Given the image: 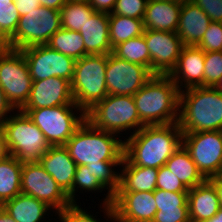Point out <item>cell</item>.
<instances>
[{"mask_svg":"<svg viewBox=\"0 0 222 222\" xmlns=\"http://www.w3.org/2000/svg\"><path fill=\"white\" fill-rule=\"evenodd\" d=\"M196 46L204 52L222 51V23L211 21L207 31Z\"/></svg>","mask_w":222,"mask_h":222,"instance_id":"8d00e7d4","label":"cell"},{"mask_svg":"<svg viewBox=\"0 0 222 222\" xmlns=\"http://www.w3.org/2000/svg\"><path fill=\"white\" fill-rule=\"evenodd\" d=\"M153 195L157 212L152 222H190L188 193L156 189Z\"/></svg>","mask_w":222,"mask_h":222,"instance_id":"cb8c5ba5","label":"cell"},{"mask_svg":"<svg viewBox=\"0 0 222 222\" xmlns=\"http://www.w3.org/2000/svg\"><path fill=\"white\" fill-rule=\"evenodd\" d=\"M182 145L179 123L145 125L124 141V159L138 167L160 168Z\"/></svg>","mask_w":222,"mask_h":222,"instance_id":"6da1fadb","label":"cell"},{"mask_svg":"<svg viewBox=\"0 0 222 222\" xmlns=\"http://www.w3.org/2000/svg\"><path fill=\"white\" fill-rule=\"evenodd\" d=\"M182 145L206 180L222 174V131L182 133Z\"/></svg>","mask_w":222,"mask_h":222,"instance_id":"8fae6325","label":"cell"},{"mask_svg":"<svg viewBox=\"0 0 222 222\" xmlns=\"http://www.w3.org/2000/svg\"><path fill=\"white\" fill-rule=\"evenodd\" d=\"M182 3L170 0H148L143 17L144 29L176 32Z\"/></svg>","mask_w":222,"mask_h":222,"instance_id":"44dd1931","label":"cell"},{"mask_svg":"<svg viewBox=\"0 0 222 222\" xmlns=\"http://www.w3.org/2000/svg\"><path fill=\"white\" fill-rule=\"evenodd\" d=\"M165 167L178 177L188 190L206 180L183 145L167 160Z\"/></svg>","mask_w":222,"mask_h":222,"instance_id":"4316f807","label":"cell"},{"mask_svg":"<svg viewBox=\"0 0 222 222\" xmlns=\"http://www.w3.org/2000/svg\"><path fill=\"white\" fill-rule=\"evenodd\" d=\"M85 119L94 128L114 134L129 128L135 129L134 134L145 126L140 120L133 96L108 94L85 112Z\"/></svg>","mask_w":222,"mask_h":222,"instance_id":"8992f818","label":"cell"},{"mask_svg":"<svg viewBox=\"0 0 222 222\" xmlns=\"http://www.w3.org/2000/svg\"><path fill=\"white\" fill-rule=\"evenodd\" d=\"M112 54L119 59L145 66L150 71V54L143 34L118 44Z\"/></svg>","mask_w":222,"mask_h":222,"instance_id":"1f68e13d","label":"cell"},{"mask_svg":"<svg viewBox=\"0 0 222 222\" xmlns=\"http://www.w3.org/2000/svg\"><path fill=\"white\" fill-rule=\"evenodd\" d=\"M22 165L15 156L0 161V206L21 194Z\"/></svg>","mask_w":222,"mask_h":222,"instance_id":"83f0119b","label":"cell"},{"mask_svg":"<svg viewBox=\"0 0 222 222\" xmlns=\"http://www.w3.org/2000/svg\"><path fill=\"white\" fill-rule=\"evenodd\" d=\"M33 81L60 77L70 83L74 75L75 59L51 49L48 45H34L20 50Z\"/></svg>","mask_w":222,"mask_h":222,"instance_id":"4fadbf2b","label":"cell"},{"mask_svg":"<svg viewBox=\"0 0 222 222\" xmlns=\"http://www.w3.org/2000/svg\"><path fill=\"white\" fill-rule=\"evenodd\" d=\"M72 109L80 112L75 115ZM43 132L50 146L65 145L85 121V112L75 103L40 109H20Z\"/></svg>","mask_w":222,"mask_h":222,"instance_id":"ba28073f","label":"cell"},{"mask_svg":"<svg viewBox=\"0 0 222 222\" xmlns=\"http://www.w3.org/2000/svg\"><path fill=\"white\" fill-rule=\"evenodd\" d=\"M121 166L123 170L119 173V188L116 192H154L156 190L158 168L130 165L124 158Z\"/></svg>","mask_w":222,"mask_h":222,"instance_id":"d4e9b609","label":"cell"},{"mask_svg":"<svg viewBox=\"0 0 222 222\" xmlns=\"http://www.w3.org/2000/svg\"><path fill=\"white\" fill-rule=\"evenodd\" d=\"M10 155V151L7 145L4 131L0 127V161L7 159Z\"/></svg>","mask_w":222,"mask_h":222,"instance_id":"f6af8a7d","label":"cell"},{"mask_svg":"<svg viewBox=\"0 0 222 222\" xmlns=\"http://www.w3.org/2000/svg\"><path fill=\"white\" fill-rule=\"evenodd\" d=\"M19 19L14 1L9 5L0 4V47L8 48V40L14 35Z\"/></svg>","mask_w":222,"mask_h":222,"instance_id":"836d02e7","label":"cell"},{"mask_svg":"<svg viewBox=\"0 0 222 222\" xmlns=\"http://www.w3.org/2000/svg\"><path fill=\"white\" fill-rule=\"evenodd\" d=\"M211 20L194 2L189 1L181 6L177 35L184 46H196L208 29Z\"/></svg>","mask_w":222,"mask_h":222,"instance_id":"ffe728a7","label":"cell"},{"mask_svg":"<svg viewBox=\"0 0 222 222\" xmlns=\"http://www.w3.org/2000/svg\"><path fill=\"white\" fill-rule=\"evenodd\" d=\"M67 1H81V2H89L90 0H67Z\"/></svg>","mask_w":222,"mask_h":222,"instance_id":"db71d44e","label":"cell"},{"mask_svg":"<svg viewBox=\"0 0 222 222\" xmlns=\"http://www.w3.org/2000/svg\"><path fill=\"white\" fill-rule=\"evenodd\" d=\"M204 61L205 52L197 46L182 48L176 67L169 74L180 91L183 87L204 86Z\"/></svg>","mask_w":222,"mask_h":222,"instance_id":"ac0fdd59","label":"cell"},{"mask_svg":"<svg viewBox=\"0 0 222 222\" xmlns=\"http://www.w3.org/2000/svg\"><path fill=\"white\" fill-rule=\"evenodd\" d=\"M78 188L87 190L88 192L98 190L102 192L105 187L92 175V172L88 170L86 165H79L76 168L72 190L67 194L71 203H76L75 193L79 190Z\"/></svg>","mask_w":222,"mask_h":222,"instance_id":"e575fe53","label":"cell"},{"mask_svg":"<svg viewBox=\"0 0 222 222\" xmlns=\"http://www.w3.org/2000/svg\"><path fill=\"white\" fill-rule=\"evenodd\" d=\"M89 3L97 12L112 13L116 0H90Z\"/></svg>","mask_w":222,"mask_h":222,"instance_id":"7bdbcfd3","label":"cell"},{"mask_svg":"<svg viewBox=\"0 0 222 222\" xmlns=\"http://www.w3.org/2000/svg\"><path fill=\"white\" fill-rule=\"evenodd\" d=\"M107 61L108 54L86 55L75 61L71 92L74 103L84 112L108 95Z\"/></svg>","mask_w":222,"mask_h":222,"instance_id":"5b68a950","label":"cell"},{"mask_svg":"<svg viewBox=\"0 0 222 222\" xmlns=\"http://www.w3.org/2000/svg\"><path fill=\"white\" fill-rule=\"evenodd\" d=\"M32 82L23 53L0 47V87L14 109L20 110L25 105Z\"/></svg>","mask_w":222,"mask_h":222,"instance_id":"9c48e42d","label":"cell"},{"mask_svg":"<svg viewBox=\"0 0 222 222\" xmlns=\"http://www.w3.org/2000/svg\"><path fill=\"white\" fill-rule=\"evenodd\" d=\"M21 193L46 203L51 209H55L56 213L71 204L67 194L39 162L23 163Z\"/></svg>","mask_w":222,"mask_h":222,"instance_id":"7c38bea8","label":"cell"},{"mask_svg":"<svg viewBox=\"0 0 222 222\" xmlns=\"http://www.w3.org/2000/svg\"><path fill=\"white\" fill-rule=\"evenodd\" d=\"M156 189L170 192L188 193L183 183L165 166L158 169Z\"/></svg>","mask_w":222,"mask_h":222,"instance_id":"f35d334b","label":"cell"},{"mask_svg":"<svg viewBox=\"0 0 222 222\" xmlns=\"http://www.w3.org/2000/svg\"><path fill=\"white\" fill-rule=\"evenodd\" d=\"M143 36L150 54V72L153 75H169L178 62L184 47L176 32L145 29Z\"/></svg>","mask_w":222,"mask_h":222,"instance_id":"2e32d148","label":"cell"},{"mask_svg":"<svg viewBox=\"0 0 222 222\" xmlns=\"http://www.w3.org/2000/svg\"><path fill=\"white\" fill-rule=\"evenodd\" d=\"M121 164H88V170L92 172V175L104 186L107 187L108 193L104 198V204H112L113 195L119 188V176L120 174L114 171V168ZM113 170V171H112ZM117 173V174H116Z\"/></svg>","mask_w":222,"mask_h":222,"instance_id":"d6a6232c","label":"cell"},{"mask_svg":"<svg viewBox=\"0 0 222 222\" xmlns=\"http://www.w3.org/2000/svg\"><path fill=\"white\" fill-rule=\"evenodd\" d=\"M11 114L0 126L4 131L11 156H15L22 163L39 162L50 148L43 132L28 117L17 111Z\"/></svg>","mask_w":222,"mask_h":222,"instance_id":"52a82bcc","label":"cell"},{"mask_svg":"<svg viewBox=\"0 0 222 222\" xmlns=\"http://www.w3.org/2000/svg\"><path fill=\"white\" fill-rule=\"evenodd\" d=\"M15 110L12 105L6 99L5 93L0 87V126L4 123V121L8 118L7 114Z\"/></svg>","mask_w":222,"mask_h":222,"instance_id":"ee69618b","label":"cell"},{"mask_svg":"<svg viewBox=\"0 0 222 222\" xmlns=\"http://www.w3.org/2000/svg\"><path fill=\"white\" fill-rule=\"evenodd\" d=\"M220 208L217 191L209 180L188 190L190 222L211 219Z\"/></svg>","mask_w":222,"mask_h":222,"instance_id":"603a6c76","label":"cell"},{"mask_svg":"<svg viewBox=\"0 0 222 222\" xmlns=\"http://www.w3.org/2000/svg\"><path fill=\"white\" fill-rule=\"evenodd\" d=\"M185 91H180L178 123L182 133L222 131V93L211 86Z\"/></svg>","mask_w":222,"mask_h":222,"instance_id":"3957f363","label":"cell"},{"mask_svg":"<svg viewBox=\"0 0 222 222\" xmlns=\"http://www.w3.org/2000/svg\"><path fill=\"white\" fill-rule=\"evenodd\" d=\"M143 19L109 14V41L112 49L118 44L144 33Z\"/></svg>","mask_w":222,"mask_h":222,"instance_id":"f1b7e54d","label":"cell"},{"mask_svg":"<svg viewBox=\"0 0 222 222\" xmlns=\"http://www.w3.org/2000/svg\"><path fill=\"white\" fill-rule=\"evenodd\" d=\"M152 75L145 66L108 54L106 87L110 95L133 96Z\"/></svg>","mask_w":222,"mask_h":222,"instance_id":"9a60e30c","label":"cell"},{"mask_svg":"<svg viewBox=\"0 0 222 222\" xmlns=\"http://www.w3.org/2000/svg\"><path fill=\"white\" fill-rule=\"evenodd\" d=\"M39 163L66 194L72 190L77 164L64 145L50 146Z\"/></svg>","mask_w":222,"mask_h":222,"instance_id":"d6986e66","label":"cell"},{"mask_svg":"<svg viewBox=\"0 0 222 222\" xmlns=\"http://www.w3.org/2000/svg\"><path fill=\"white\" fill-rule=\"evenodd\" d=\"M71 83L60 77L32 82L30 95L21 109H40L73 104Z\"/></svg>","mask_w":222,"mask_h":222,"instance_id":"e0dca14e","label":"cell"},{"mask_svg":"<svg viewBox=\"0 0 222 222\" xmlns=\"http://www.w3.org/2000/svg\"><path fill=\"white\" fill-rule=\"evenodd\" d=\"M214 87L222 93V75L219 82Z\"/></svg>","mask_w":222,"mask_h":222,"instance_id":"f907efd6","label":"cell"},{"mask_svg":"<svg viewBox=\"0 0 222 222\" xmlns=\"http://www.w3.org/2000/svg\"><path fill=\"white\" fill-rule=\"evenodd\" d=\"M102 207L115 222H152L157 212L153 192H115L112 204Z\"/></svg>","mask_w":222,"mask_h":222,"instance_id":"5bb4252c","label":"cell"},{"mask_svg":"<svg viewBox=\"0 0 222 222\" xmlns=\"http://www.w3.org/2000/svg\"><path fill=\"white\" fill-rule=\"evenodd\" d=\"M94 128L86 119L64 145L79 165L121 164L124 141L118 135Z\"/></svg>","mask_w":222,"mask_h":222,"instance_id":"277c9868","label":"cell"},{"mask_svg":"<svg viewBox=\"0 0 222 222\" xmlns=\"http://www.w3.org/2000/svg\"><path fill=\"white\" fill-rule=\"evenodd\" d=\"M94 12L89 2L67 1L60 9L61 27L79 32Z\"/></svg>","mask_w":222,"mask_h":222,"instance_id":"4dcf8cb0","label":"cell"},{"mask_svg":"<svg viewBox=\"0 0 222 222\" xmlns=\"http://www.w3.org/2000/svg\"><path fill=\"white\" fill-rule=\"evenodd\" d=\"M79 33L84 40L85 56L112 53L109 41V13L95 11Z\"/></svg>","mask_w":222,"mask_h":222,"instance_id":"7402d4cb","label":"cell"},{"mask_svg":"<svg viewBox=\"0 0 222 222\" xmlns=\"http://www.w3.org/2000/svg\"><path fill=\"white\" fill-rule=\"evenodd\" d=\"M46 45L75 60L85 56L84 40L81 34L62 27L51 36Z\"/></svg>","mask_w":222,"mask_h":222,"instance_id":"f546056e","label":"cell"},{"mask_svg":"<svg viewBox=\"0 0 222 222\" xmlns=\"http://www.w3.org/2000/svg\"><path fill=\"white\" fill-rule=\"evenodd\" d=\"M1 207L15 222H40L51 208L46 203L22 193L4 202Z\"/></svg>","mask_w":222,"mask_h":222,"instance_id":"484cf974","label":"cell"},{"mask_svg":"<svg viewBox=\"0 0 222 222\" xmlns=\"http://www.w3.org/2000/svg\"><path fill=\"white\" fill-rule=\"evenodd\" d=\"M0 222H15V220L0 206Z\"/></svg>","mask_w":222,"mask_h":222,"instance_id":"c3c4849f","label":"cell"},{"mask_svg":"<svg viewBox=\"0 0 222 222\" xmlns=\"http://www.w3.org/2000/svg\"><path fill=\"white\" fill-rule=\"evenodd\" d=\"M14 0H0V4H6L9 5L10 3H12Z\"/></svg>","mask_w":222,"mask_h":222,"instance_id":"816d5d0a","label":"cell"},{"mask_svg":"<svg viewBox=\"0 0 222 222\" xmlns=\"http://www.w3.org/2000/svg\"><path fill=\"white\" fill-rule=\"evenodd\" d=\"M208 180L215 187L218 197H219L220 207L222 208V174L213 176V177L209 178Z\"/></svg>","mask_w":222,"mask_h":222,"instance_id":"bcb514c9","label":"cell"},{"mask_svg":"<svg viewBox=\"0 0 222 222\" xmlns=\"http://www.w3.org/2000/svg\"><path fill=\"white\" fill-rule=\"evenodd\" d=\"M200 222H222V208H220L219 211L211 219L203 220Z\"/></svg>","mask_w":222,"mask_h":222,"instance_id":"681fc988","label":"cell"},{"mask_svg":"<svg viewBox=\"0 0 222 222\" xmlns=\"http://www.w3.org/2000/svg\"><path fill=\"white\" fill-rule=\"evenodd\" d=\"M170 1H176V2H179V3H186V2H189V1H192V0H170Z\"/></svg>","mask_w":222,"mask_h":222,"instance_id":"f5cc1de1","label":"cell"},{"mask_svg":"<svg viewBox=\"0 0 222 222\" xmlns=\"http://www.w3.org/2000/svg\"><path fill=\"white\" fill-rule=\"evenodd\" d=\"M213 22L222 23V0H192Z\"/></svg>","mask_w":222,"mask_h":222,"instance_id":"60d3db41","label":"cell"},{"mask_svg":"<svg viewBox=\"0 0 222 222\" xmlns=\"http://www.w3.org/2000/svg\"><path fill=\"white\" fill-rule=\"evenodd\" d=\"M204 86L214 87L222 75V51L205 52Z\"/></svg>","mask_w":222,"mask_h":222,"instance_id":"d590c367","label":"cell"},{"mask_svg":"<svg viewBox=\"0 0 222 222\" xmlns=\"http://www.w3.org/2000/svg\"><path fill=\"white\" fill-rule=\"evenodd\" d=\"M14 4L20 16L28 14L41 6L38 0H14Z\"/></svg>","mask_w":222,"mask_h":222,"instance_id":"b9f144b4","label":"cell"},{"mask_svg":"<svg viewBox=\"0 0 222 222\" xmlns=\"http://www.w3.org/2000/svg\"><path fill=\"white\" fill-rule=\"evenodd\" d=\"M133 99L145 125H167L179 121L180 90L169 75H152Z\"/></svg>","mask_w":222,"mask_h":222,"instance_id":"7a4b0ae2","label":"cell"},{"mask_svg":"<svg viewBox=\"0 0 222 222\" xmlns=\"http://www.w3.org/2000/svg\"><path fill=\"white\" fill-rule=\"evenodd\" d=\"M41 6L60 10L67 0H38Z\"/></svg>","mask_w":222,"mask_h":222,"instance_id":"7dc6e473","label":"cell"},{"mask_svg":"<svg viewBox=\"0 0 222 222\" xmlns=\"http://www.w3.org/2000/svg\"><path fill=\"white\" fill-rule=\"evenodd\" d=\"M148 0H116L112 13L130 18L143 19Z\"/></svg>","mask_w":222,"mask_h":222,"instance_id":"74e56055","label":"cell"},{"mask_svg":"<svg viewBox=\"0 0 222 222\" xmlns=\"http://www.w3.org/2000/svg\"><path fill=\"white\" fill-rule=\"evenodd\" d=\"M60 28V10L40 6L20 16L14 35L8 40V48L21 50L34 45H45Z\"/></svg>","mask_w":222,"mask_h":222,"instance_id":"30bf717a","label":"cell"},{"mask_svg":"<svg viewBox=\"0 0 222 222\" xmlns=\"http://www.w3.org/2000/svg\"><path fill=\"white\" fill-rule=\"evenodd\" d=\"M64 222H99L87 211L81 209L76 203H71L58 213Z\"/></svg>","mask_w":222,"mask_h":222,"instance_id":"ab89813d","label":"cell"}]
</instances>
